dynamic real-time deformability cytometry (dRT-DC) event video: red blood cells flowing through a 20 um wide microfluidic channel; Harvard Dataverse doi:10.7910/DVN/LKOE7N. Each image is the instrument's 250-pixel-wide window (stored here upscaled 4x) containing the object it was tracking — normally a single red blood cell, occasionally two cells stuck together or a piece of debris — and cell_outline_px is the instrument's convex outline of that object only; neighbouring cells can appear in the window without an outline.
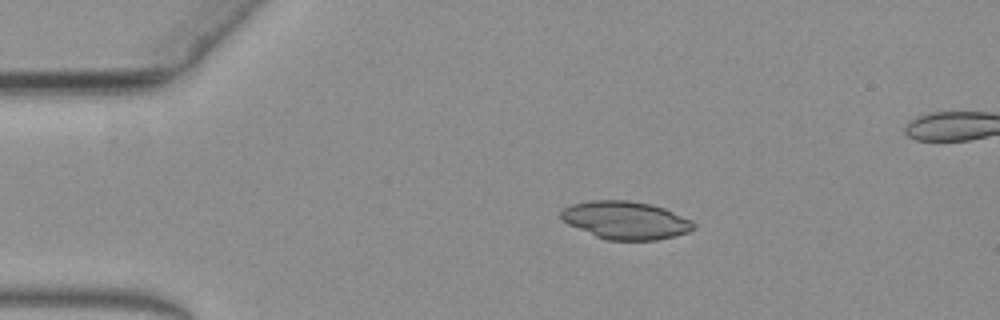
{"species": "common noctule bat (a hibernating species)", "species_latin": "Nyctalus noctula", "temperature_condition": "warm", "stored_images_in_passage": 2, "segment_of_instrument_passage": [1, 2], "camera_frame_rate_fps": 3000, "um_per_image_px": 0.085, "animal": {"sex": "female", "body_mass_g": 19.3, "forearm_length_mm": 54.1}, "frame": {"image": 1, "passage_image": 1, "time_ms": 0.0, "image_size_px": [1000, 320], "cell_outline_px": [[696, 228], [688, 232], [676, 236], [656, 240], [604, 240], [568, 224], [560, 216], [560, 212], [564, 208], [572, 204], [592, 200], [628, 200], [648, 204], [664, 208], [692, 220], [696, 224]], "centroid_in_image_um": [53.2, 18.73], "position_along_channel_um": 31.8, "area_um2": 29.3}}